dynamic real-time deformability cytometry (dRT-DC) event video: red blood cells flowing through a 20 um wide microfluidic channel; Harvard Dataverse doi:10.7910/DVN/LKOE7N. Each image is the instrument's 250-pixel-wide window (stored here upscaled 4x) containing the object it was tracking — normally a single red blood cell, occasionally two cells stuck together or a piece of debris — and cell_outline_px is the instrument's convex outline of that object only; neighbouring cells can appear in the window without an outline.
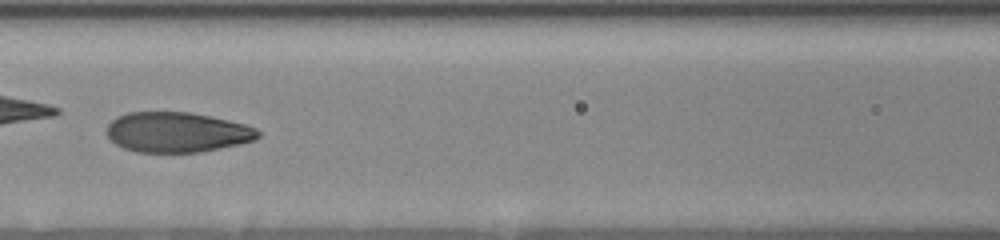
{"species": "human", "species_latin": "Homo sapiens", "temperature_condition": "room temperature", "stored_images_in_passage": 52, "camera_frame_rate_fps": 3000, "um_per_image_px": 0.085, "donor": {"sex": "female"}, "frame": {"image": 1, "passage_image": 22, "time_ms": 7.333, "image_size_px": [1000, 240], "cell_outline_px": [[260, 136], [256, 140], [240, 144], [200, 152], [136, 152], [124, 148], [116, 144], [108, 136], [108, 124], [116, 116], [128, 112], [192, 112], [228, 120], [244, 124], [256, 128], [260, 132]], "centroid_in_image_um": [15.06, 11.23], "position_along_channel_um": 151.5, "area_um2": 35.43}}
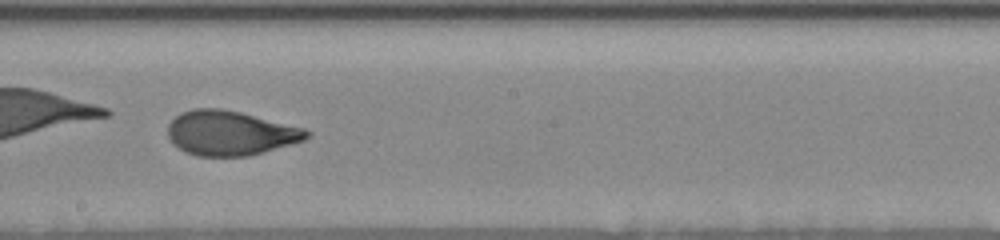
{"frame": {"image": 2, "passage_image": 29, "time_ms": 9.333, "image_size_px": [1000, 240], "cell_outline_px": [[312, 132], [304, 140], [264, 152], [248, 156], [196, 156], [184, 152], [172, 144], [168, 136], [168, 124], [180, 112], [192, 108], [220, 108], [240, 112], [304, 128]], "centroid_in_image_um": [19.53, 11.31], "position_along_channel_um": 228.7, "area_um2": 36.18}, "authors_computed_cell_mechanics": {"area_um2": 35.9227, "velocity_mm_per_s": 3.8605, "shape_relaxation_time_tau1_ms": 4.7637, "shape_relaxation_time_tau2_ms": 0.592, "deformation_change_tau1": 0.1806, "deformation_change_tau2": 0.0535}}